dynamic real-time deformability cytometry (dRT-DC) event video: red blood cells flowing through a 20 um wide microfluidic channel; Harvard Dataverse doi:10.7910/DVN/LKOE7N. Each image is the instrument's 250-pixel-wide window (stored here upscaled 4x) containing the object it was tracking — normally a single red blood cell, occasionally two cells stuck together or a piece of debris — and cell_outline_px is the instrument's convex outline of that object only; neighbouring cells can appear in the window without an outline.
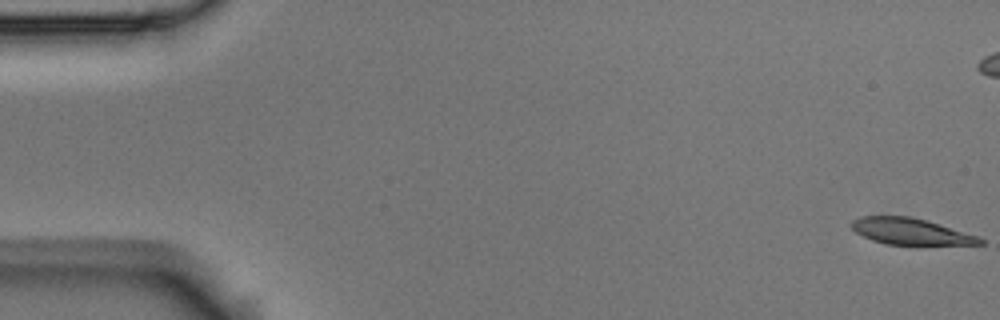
{"species": "Egyptian fruit bat (a non-hibernating species)", "species_latin": "Rousettus aegyptiacus", "temperature_condition": "room temperature", "stored_images_in_passage": 5, "camera_frame_rate_fps": 3000, "um_per_image_px": 0.085, "animal": {"sex": "male"}, "frame": {"image": 1, "passage_image": 1, "time_ms": 0.0, "image_size_px": [1000, 320], "cell_outline_px": [[984, 244], [888, 244], [872, 240], [856, 232], [848, 224], [852, 220], [860, 216], [908, 216], [928, 220], [980, 236], [984, 240]], "centroid_in_image_um": [77.41, 19.65], "position_along_channel_um": 7.6, "area_um2": 19.71}}
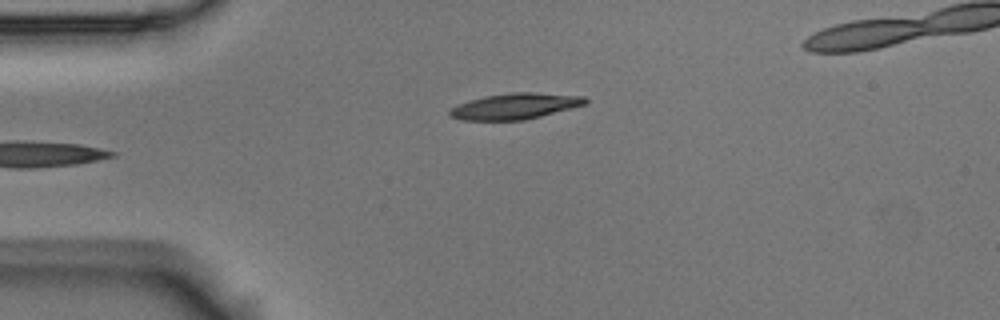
{"frame": {"image": 2, "passage_image": 5, "time_ms": 1.333, "image_size_px": [1000, 320], "cell_outline_px": [[588, 104], [524, 120], [460, 120], [448, 116], [448, 112], [456, 104], [468, 100], [484, 96], [512, 92], [536, 92], [584, 96], [588, 100]], "centroid_in_image_um": [43.76, 9.02], "position_along_channel_um": 41.2, "area_um2": 20.69}}